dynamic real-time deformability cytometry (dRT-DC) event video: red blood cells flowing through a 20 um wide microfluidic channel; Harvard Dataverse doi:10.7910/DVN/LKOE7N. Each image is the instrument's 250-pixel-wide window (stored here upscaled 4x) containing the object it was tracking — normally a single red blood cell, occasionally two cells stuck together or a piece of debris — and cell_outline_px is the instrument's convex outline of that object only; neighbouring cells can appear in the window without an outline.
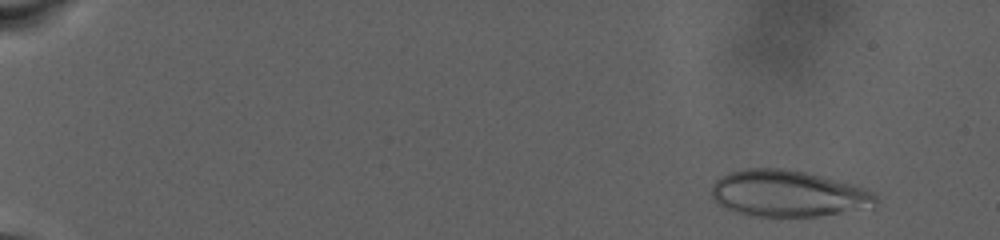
{"species": "human", "species_latin": "Homo sapiens", "temperature_condition": "warm", "stored_images_in_passage": 78, "camera_frame_rate_fps": 3000, "um_per_image_px": 0.085, "donor": {"sex": "male"}, "frame": {"image": 1, "passage_image": 3, "time_ms": 0.667, "image_size_px": [1000, 240], "cell_outline_px": [[880, 200], [876, 208], [820, 216], [756, 216], [724, 208], [716, 204], [712, 200], [712, 184], [716, 180], [732, 172], [748, 168], [780, 168], [804, 172], [852, 184], [864, 188], [872, 192]], "centroid_in_image_um": [67.04, 16.47], "position_along_channel_um": 18.0, "area_um2": 44.56}}
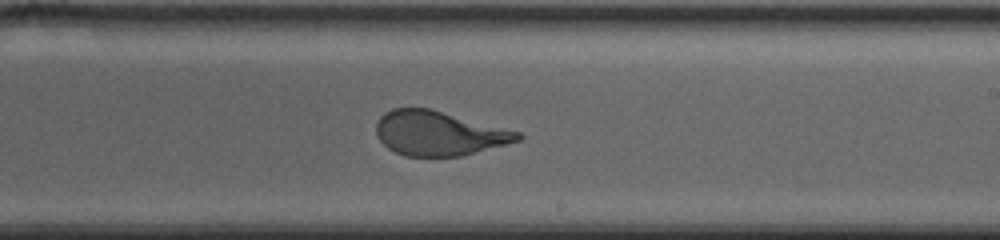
{"frame": {"image": 2, "passage_image": 49, "time_ms": 16.0, "image_size_px": [1000, 240], "cell_outline_px": [[524, 136], [520, 140], [460, 156], [404, 156], [388, 148], [376, 136], [376, 120], [384, 112], [392, 108], [432, 108], [520, 132]], "centroid_in_image_um": [37.26, 11.31], "position_along_channel_um": 251.7, "area_um2": 36.7}}
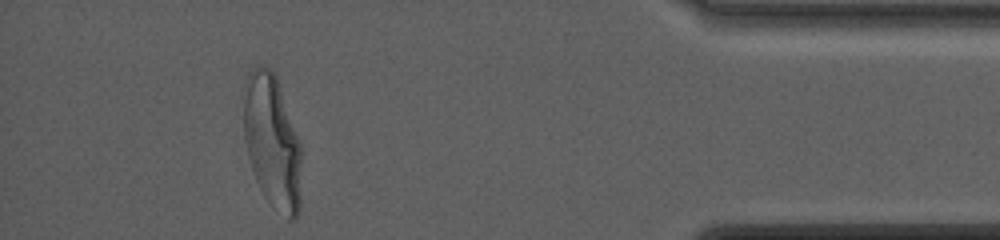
{"frame": {"image": 3, "passage_image": 72, "time_ms": 23.667, "image_size_px": [1000, 240], "cell_outline_px": [[300, 208], [296, 220], [288, 220], [272, 208], [264, 196], [256, 180], [248, 156], [244, 136], [244, 80], [248, 72], [256, 64], [264, 64], [276, 76], [300, 144]], "centroid_in_image_um": [23.12, 12.06], "position_along_channel_um": 412.1, "area_um2": 45.14}, "authors_computed_cell_mechanics": {"area_um2": 42.8587, "velocity_mm_per_s": 2.6179, "shape_relaxation_time_tau1_ms": 8.9138, "shape_relaxation_time_tau2_ms": null, "deformation_change_tau1": 0.2734, "deformation_change_tau2": null}}